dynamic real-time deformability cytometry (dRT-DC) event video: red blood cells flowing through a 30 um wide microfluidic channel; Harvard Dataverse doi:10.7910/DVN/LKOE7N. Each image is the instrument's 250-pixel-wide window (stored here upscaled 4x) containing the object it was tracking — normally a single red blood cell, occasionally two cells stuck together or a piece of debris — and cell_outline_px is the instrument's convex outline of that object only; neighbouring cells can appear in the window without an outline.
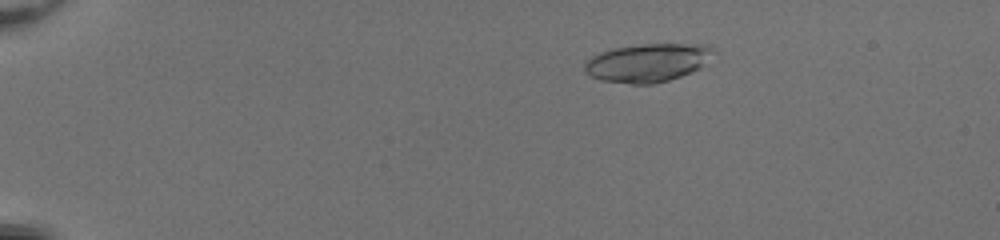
{"species": "common noctule bat (a hibernating species)", "species_latin": "Nyctalus noctula", "temperature_condition": "room temperature", "stored_images_in_passage": 54, "camera_frame_rate_fps": 3000, "um_per_image_px": 0.085, "animal": {"sex": "female", "body_mass_g": 20.0, "forearm_length_mm": 54.0}, "frame": {"image": 1, "passage_image": 12, "time_ms": 3.667, "image_size_px": [1000, 240], "cell_outline_px": [[716, 52], [700, 68], [692, 72], [668, 80], [652, 84], [632, 84], [600, 80], [584, 72], [584, 64], [592, 56], [600, 52], [612, 48], [640, 44], [708, 44], [716, 48]], "centroid_in_image_um": [55.08, 5.32], "position_along_channel_um": 29.9, "area_um2": 29.02}}
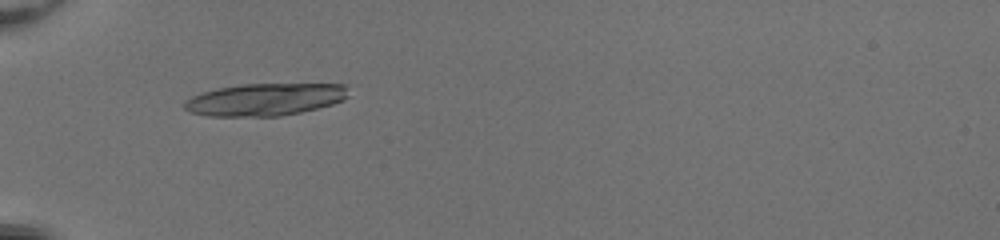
{"frame": {"image": 2, "passage_image": 21, "time_ms": 6.667, "image_size_px": [1000, 240], "cell_outline_px": [[348, 96], [344, 100], [332, 104], [300, 112], [280, 116], [208, 116], [192, 112], [184, 108], [184, 100], [192, 96], [204, 92], [220, 88], [244, 84], [344, 84]], "centroid_in_image_um": [22.52, 8.46], "position_along_channel_um": 62.5, "area_um2": 30.58}}
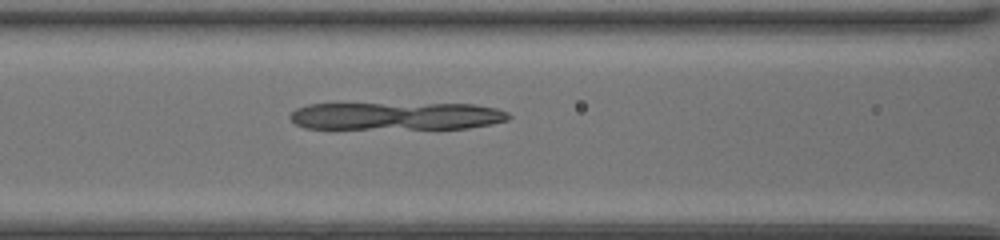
{"frame": {"image": 3, "passage_image": 27, "time_ms": 8.667, "image_size_px": [1000, 240], "cell_outline_px": [[512, 116], [508, 120], [492, 124], [468, 128], [304, 128], [296, 124], [288, 116], [296, 108], [308, 104], [476, 104], [496, 108], [508, 112]], "centroid_in_image_um": [33.73, 9.86], "position_along_channel_um": 132.9, "area_um2": 35.2}}